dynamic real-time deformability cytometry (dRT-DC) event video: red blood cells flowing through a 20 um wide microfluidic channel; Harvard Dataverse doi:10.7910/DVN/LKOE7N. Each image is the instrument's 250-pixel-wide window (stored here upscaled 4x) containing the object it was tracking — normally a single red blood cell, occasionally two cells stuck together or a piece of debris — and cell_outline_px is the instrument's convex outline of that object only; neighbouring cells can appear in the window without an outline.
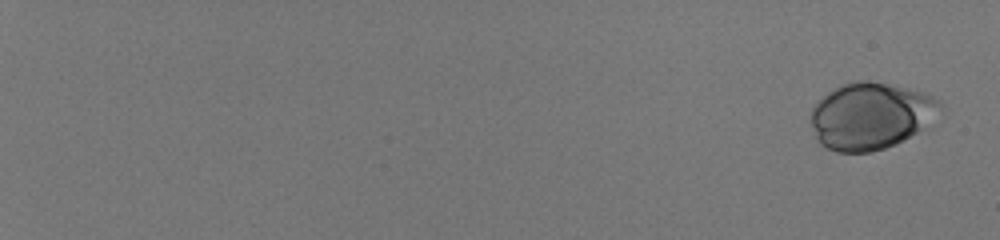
{"species": "human", "species_latin": "Homo sapiens", "temperature_condition": "room temperature", "stored_images_in_passage": 53, "camera_frame_rate_fps": 3000, "um_per_image_px": 0.085, "donor": {"sex": "male"}, "frame": {"image": 1, "passage_image": 1, "time_ms": 0.0, "image_size_px": [1000, 240], "cell_outline_px": [[944, 104], [924, 128], [896, 144], [872, 152], [836, 152], [820, 144], [808, 120], [812, 108], [816, 100], [840, 84], [856, 80], [868, 80], [908, 88], [932, 96], [940, 100]], "centroid_in_image_um": [73.95, 9.84], "position_along_channel_um": 11.0, "area_um2": 50.52}}
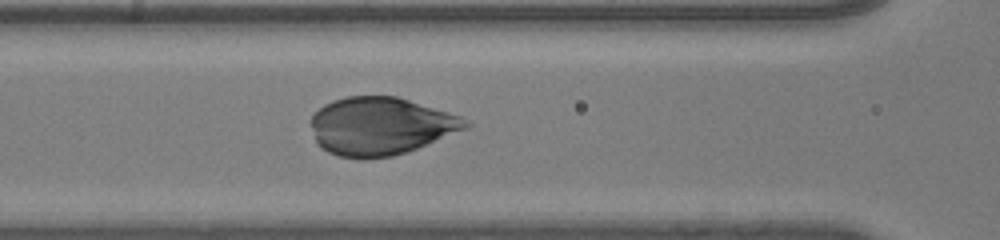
{"frame": {"image": 2, "passage_image": 31, "time_ms": 10.0, "image_size_px": [1000, 240], "cell_outline_px": [[472, 124], [468, 128], [408, 152], [392, 156], [340, 156], [328, 152], [320, 148], [316, 144], [312, 128], [312, 116], [324, 104], [332, 100], [348, 96], [396, 96], [448, 112], [460, 116]], "centroid_in_image_um": [32.36, 10.7], "position_along_channel_um": 134.2, "area_um2": 51.5}}
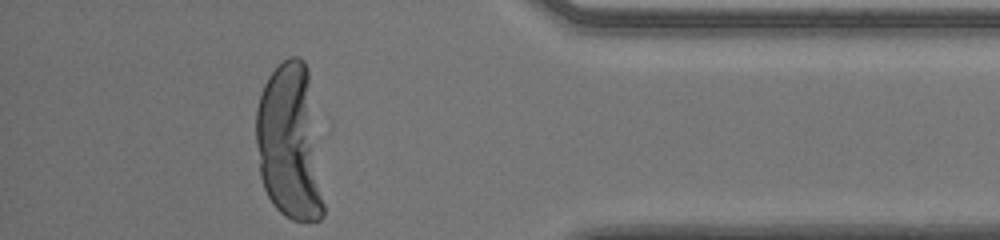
{"frame": {"image": 3, "passage_image": 53, "time_ms": 17.333, "image_size_px": [1000, 240], "cell_outline_px": [[324, 216], [320, 220], [292, 220], [284, 216], [272, 204], [264, 188], [260, 176], [256, 144], [256, 108], [264, 84], [268, 76], [288, 56], [300, 56], [304, 60], [308, 68], [324, 204]], "centroid_in_image_um": [24.61, 12.13], "position_along_channel_um": 410.6, "area_um2": 61.33}}